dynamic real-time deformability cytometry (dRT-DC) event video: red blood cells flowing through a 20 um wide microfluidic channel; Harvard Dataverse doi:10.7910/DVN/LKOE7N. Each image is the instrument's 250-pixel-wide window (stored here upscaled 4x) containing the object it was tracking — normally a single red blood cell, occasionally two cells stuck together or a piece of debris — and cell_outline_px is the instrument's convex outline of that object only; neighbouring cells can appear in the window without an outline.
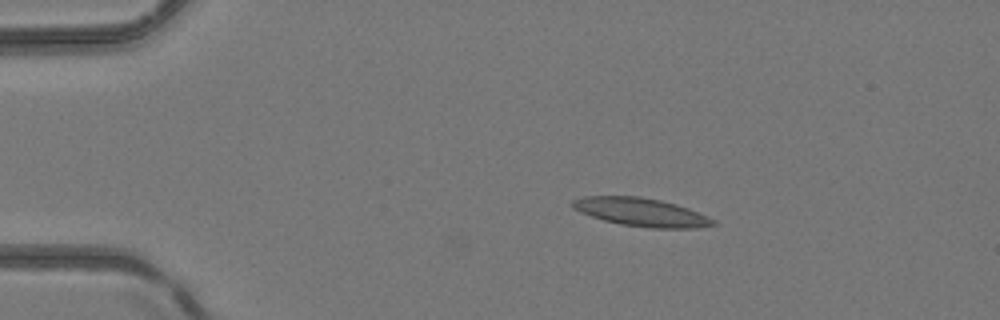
{"species": "common noctule bat (a hibernating species)", "species_latin": "Nyctalus noctula", "temperature_condition": "room temperature", "stored_images_in_passage": 5, "camera_frame_rate_fps": 3000, "um_per_image_px": 0.085, "animal": {"sex": "female", "body_mass_g": 24.6, "forearm_length_mm": 56.2}, "frame": {"image": 1, "passage_image": 1, "time_ms": 0.0, "image_size_px": [1000, 320], "cell_outline_px": [[716, 224], [696, 228], [652, 228], [620, 224], [604, 220], [580, 212], [572, 208], [572, 200], [584, 196], [640, 196], [660, 200], [676, 204], [688, 208], [708, 216], [716, 220]], "centroid_in_image_um": [54.51, 18.03], "position_along_channel_um": 30.5, "area_um2": 23.12}}
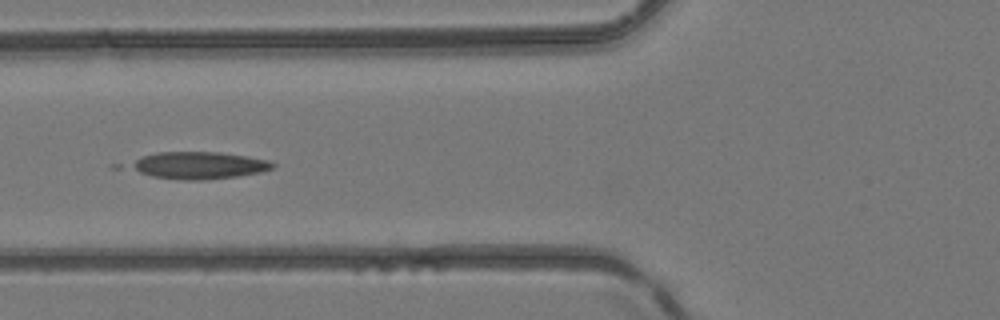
{"frame": {"image": 2, "passage_image": 4, "time_ms": 3.333, "image_size_px": [1000, 320], "cell_outline_px": [[276, 164], [272, 168], [260, 172], [236, 176], [200, 180], [184, 180], [152, 176], [140, 172], [132, 168], [128, 164], [144, 156], [156, 152], [220, 152], [248, 156], [268, 160]], "centroid_in_image_um": [16.93, 14.04], "position_along_channel_um": 108.9, "area_um2": 22.2}}
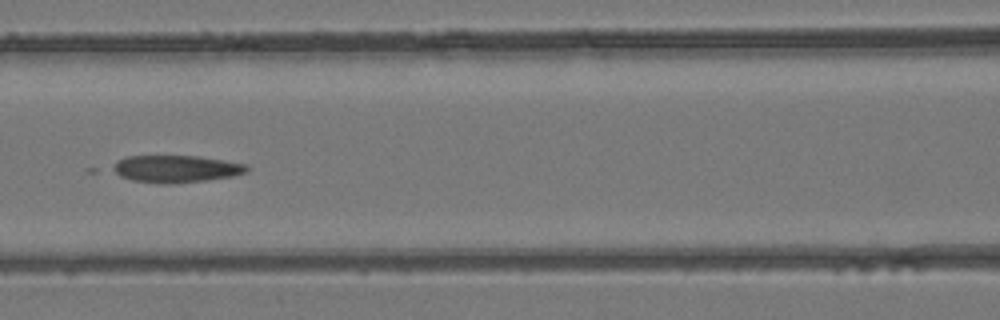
{"frame": {"image": 3, "passage_image": 5, "time_ms": 4.333, "image_size_px": [1000, 320], "cell_outline_px": [[248, 172], [232, 176], [176, 184], [160, 184], [132, 180], [120, 176], [112, 172], [108, 168], [116, 160], [124, 156], [200, 156], [248, 164]], "centroid_in_image_um": [14.89, 14.35], "position_along_channel_um": 151.7, "area_um2": 21.68}}